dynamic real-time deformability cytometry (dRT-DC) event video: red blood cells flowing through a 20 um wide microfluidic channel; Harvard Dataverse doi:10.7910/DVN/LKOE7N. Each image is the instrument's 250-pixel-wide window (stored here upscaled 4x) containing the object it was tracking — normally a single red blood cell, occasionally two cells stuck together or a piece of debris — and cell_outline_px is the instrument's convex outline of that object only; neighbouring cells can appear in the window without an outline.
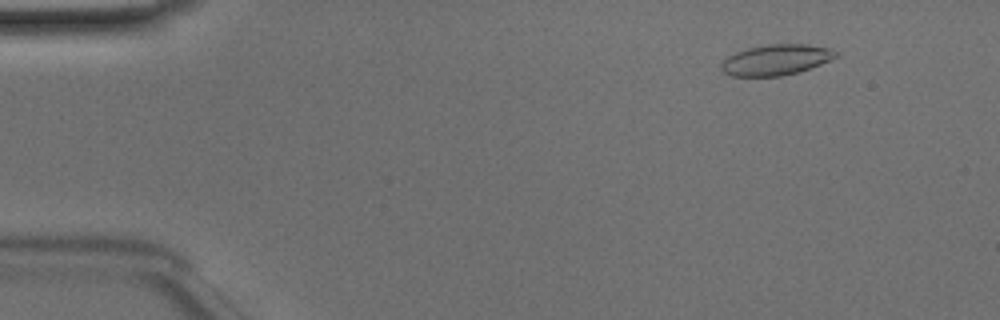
{"species": "Egyptian fruit bat (a non-hibernating species)", "species_latin": "Rousettus aegyptiacus", "temperature_condition": "room temperature", "stored_images_in_passage": 50, "camera_frame_rate_fps": 3000, "um_per_image_px": 0.085, "animal": {"sex": "male"}, "frame": {"image": 1, "passage_image": 6, "time_ms": 1.667, "image_size_px": [1000, 320], "cell_outline_px": [[840, 52], [836, 56], [820, 64], [800, 72], [780, 76], [732, 76], [724, 72], [720, 68], [720, 64], [728, 56], [736, 52], [748, 48], [768, 44], [804, 44], [828, 48]], "centroid_in_image_um": [65.94, 5.09], "position_along_channel_um": 19.1, "area_um2": 20.35}}
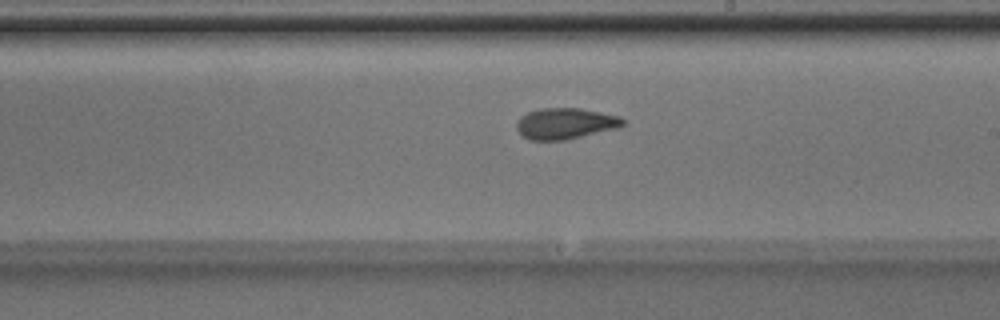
{"frame": {"image": 2, "passage_image": 29, "time_ms": 9.333, "image_size_px": [1000, 320], "cell_outline_px": [[628, 120], [620, 128], [564, 140], [528, 140], [516, 128], [516, 120], [520, 116], [528, 112], [540, 108], [580, 108], [620, 116]], "centroid_in_image_um": [48.08, 10.49], "position_along_channel_um": 240.9, "area_um2": 19.48}}
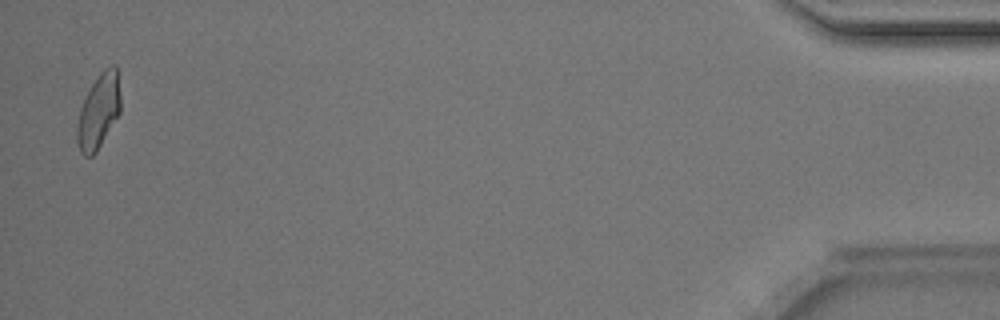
{"frame": {"image": 3, "passage_image": 49, "time_ms": 16.0, "image_size_px": [1000, 320], "cell_outline_px": [[120, 112], [96, 152], [92, 156], [84, 156], [80, 152], [76, 140], [76, 128], [80, 108], [92, 84], [100, 72], [104, 68], [112, 64], [116, 64], [120, 96]], "centroid_in_image_um": [8.37, 9.46], "position_along_channel_um": 426.8, "area_um2": 18.79}, "authors_computed_cell_mechanics": {"area_um2": 19.1607, "velocity_mm_per_s": 4.1128, "shape_relaxation_time_tau1_ms": 5.5591, "shape_relaxation_time_tau2_ms": 1.516, "deformation_change_tau1": 0.1761, "deformation_change_tau2": 0.0845}}